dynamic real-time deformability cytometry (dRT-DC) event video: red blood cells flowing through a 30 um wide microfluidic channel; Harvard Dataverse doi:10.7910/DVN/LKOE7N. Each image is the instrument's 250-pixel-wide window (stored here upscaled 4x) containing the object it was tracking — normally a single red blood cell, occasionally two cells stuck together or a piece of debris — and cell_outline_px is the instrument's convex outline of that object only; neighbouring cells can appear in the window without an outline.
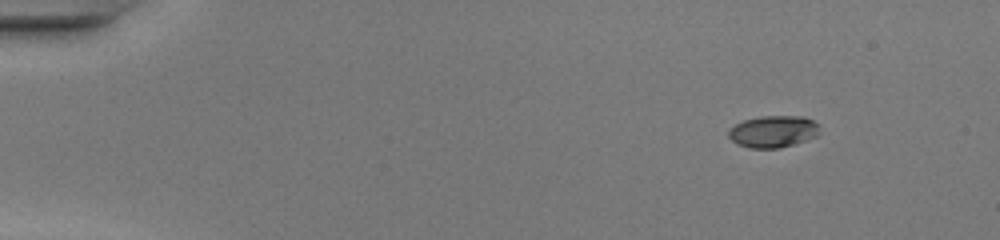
{"species": "common noctule bat (a hibernating species)", "species_latin": "Nyctalus noctula", "temperature_condition": "warm", "stored_images_in_passage": 46, "camera_frame_rate_fps": 3000, "um_per_image_px": 0.085, "animal": {"sex": "female", "body_mass_g": 20.0, "forearm_length_mm": 54.0}, "frame": {"image": 1, "passage_image": 3, "time_ms": 0.667, "image_size_px": [1000, 240], "cell_outline_px": [[820, 132], [816, 136], [780, 148], [748, 148], [736, 144], [728, 136], [728, 128], [744, 120], [760, 116], [804, 116], [820, 124]], "centroid_in_image_um": [65.71, 11.17], "position_along_channel_um": 19.3, "area_um2": 17.05}}
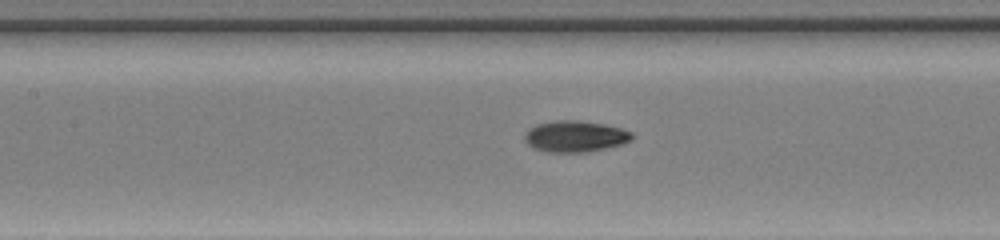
{"frame": {"image": 2, "passage_image": 21, "time_ms": 6.667, "image_size_px": [1000, 240], "cell_outline_px": [[632, 140], [624, 144], [588, 152], [548, 152], [532, 148], [524, 140], [524, 132], [528, 128], [536, 124], [556, 120], [576, 120], [604, 124], [620, 128], [632, 132]], "centroid_in_image_um": [48.86, 11.59], "position_along_channel_um": 158.5, "area_um2": 19.77}}
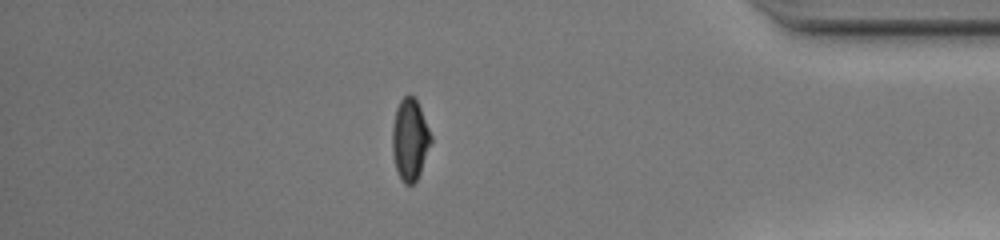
{"frame": {"image": 3, "passage_image": 40, "time_ms": 13.0, "image_size_px": [1000, 240], "cell_outline_px": [[432, 140], [420, 172], [416, 180], [412, 184], [404, 184], [400, 180], [396, 168], [392, 152], [392, 124], [396, 108], [400, 100], [408, 92], [416, 100], [420, 108], [432, 136]], "centroid_in_image_um": [34.82, 11.85], "position_along_channel_um": 400.4, "area_um2": 18.38}, "authors_computed_cell_mechanics": {"area_um2": 18.4093, "velocity_mm_per_s": 4.3003, "shape_relaxation_time_tau1_ms": 3.4007, "shape_relaxation_time_tau2_ms": 1.3883, "deformation_change_tau1": 0.2116, "deformation_change_tau2": 0.0595}}